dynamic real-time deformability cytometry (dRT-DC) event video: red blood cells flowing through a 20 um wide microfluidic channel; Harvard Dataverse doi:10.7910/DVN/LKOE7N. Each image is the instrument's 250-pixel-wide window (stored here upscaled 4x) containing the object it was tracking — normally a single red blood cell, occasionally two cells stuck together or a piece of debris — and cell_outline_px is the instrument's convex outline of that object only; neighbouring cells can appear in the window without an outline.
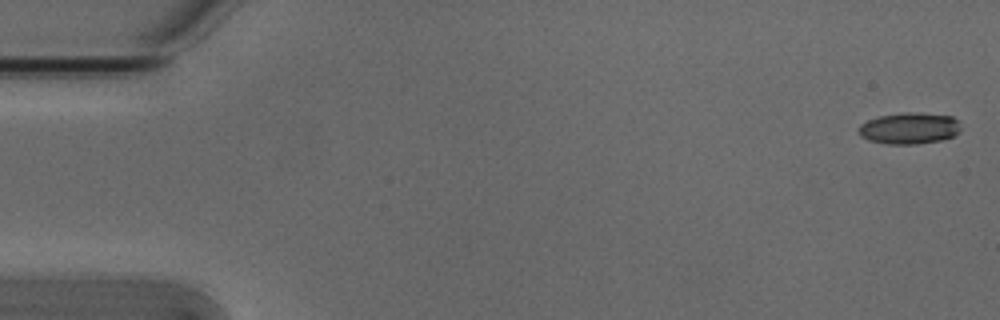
{"species": "Egyptian fruit bat (a non-hibernating species)", "species_latin": "Rousettus aegyptiacus", "temperature_condition": "cold", "stored_images_in_passage": 5, "camera_frame_rate_fps": 3000, "um_per_image_px": 0.085, "animal": {"sex": "male"}, "frame": {"image": 1, "passage_image": 1, "time_ms": 0.0, "image_size_px": [1000, 320], "cell_outline_px": [[960, 132], [952, 136], [940, 140], [916, 144], [888, 144], [868, 140], [860, 136], [856, 132], [856, 128], [860, 124], [868, 120], [880, 116], [904, 112], [920, 112], [952, 116], [956, 120], [960, 128]], "centroid_in_image_um": [77.24, 10.9], "position_along_channel_um": 7.8, "area_um2": 18.84}}
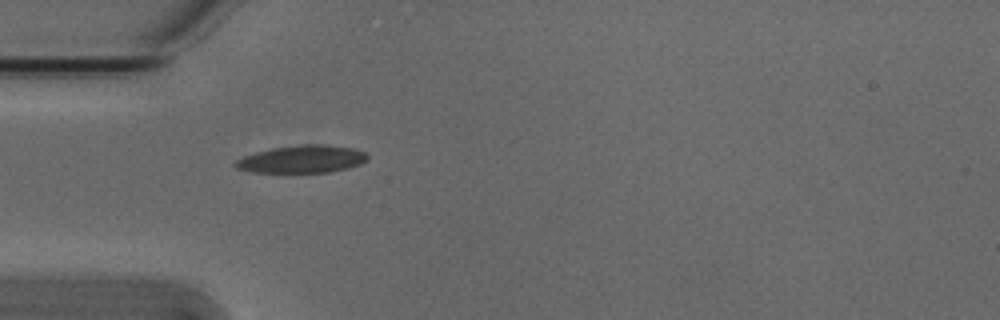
{"frame": {"image": 2, "passage_image": 5, "time_ms": 1.333, "image_size_px": [1000, 320], "cell_outline_px": [[368, 160], [360, 164], [348, 168], [328, 172], [252, 172], [236, 168], [232, 164], [236, 160], [244, 156], [256, 152], [272, 148], [300, 144], [324, 144], [352, 148], [364, 152], [368, 156]], "centroid_in_image_um": [25.66, 13.52], "position_along_channel_um": 59.3, "area_um2": 21.21}}